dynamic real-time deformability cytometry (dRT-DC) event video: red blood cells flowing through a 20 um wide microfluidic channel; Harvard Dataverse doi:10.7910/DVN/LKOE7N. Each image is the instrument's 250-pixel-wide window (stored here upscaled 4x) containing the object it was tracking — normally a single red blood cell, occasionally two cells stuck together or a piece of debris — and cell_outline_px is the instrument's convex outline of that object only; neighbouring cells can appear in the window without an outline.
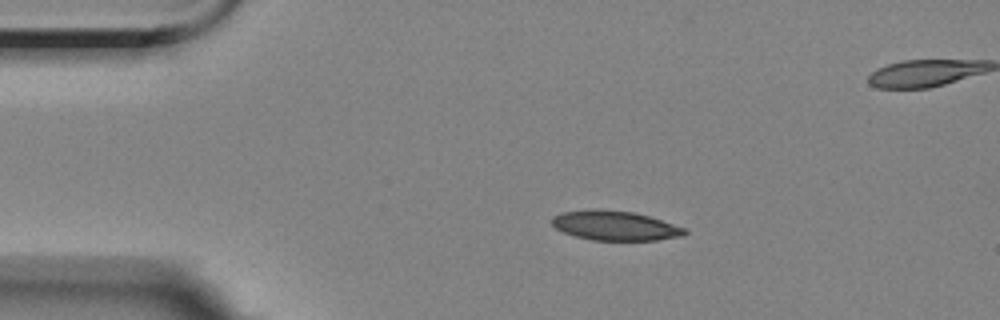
{"species": "Egyptian fruit bat (a non-hibernating species)", "species_latin": "Rousettus aegyptiacus", "temperature_condition": "room temperature", "stored_images_in_passage": 9, "camera_frame_rate_fps": 3000, "um_per_image_px": 0.085, "animal": {"sex": "female"}, "frame": {"image": 1, "passage_image": 1, "time_ms": 0.0, "image_size_px": [1000, 320], "cell_outline_px": [[688, 232], [684, 236], [656, 240], [592, 240], [576, 236], [564, 232], [556, 228], [552, 224], [552, 216], [560, 212], [632, 212], [648, 216], [684, 228]], "centroid_in_image_um": [52.32, 19.23], "position_along_channel_um": 32.7, "area_um2": 21.73}}
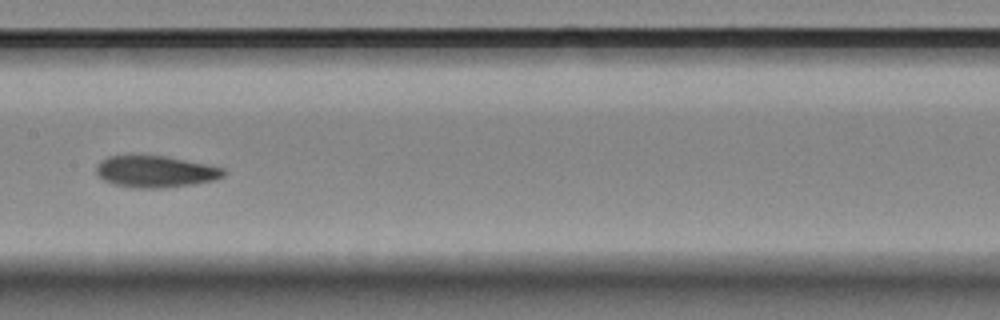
{"frame": {"image": 2, "passage_image": 6, "time_ms": 5.667, "image_size_px": [1000, 320], "cell_outline_px": [[228, 172], [224, 176], [212, 180], [192, 184], [160, 188], [132, 188], [112, 184], [104, 180], [96, 172], [96, 164], [100, 160], [108, 156], [164, 156], [224, 168]], "centroid_in_image_um": [13.18, 14.59], "position_along_channel_um": 194.2, "area_um2": 23.29}}
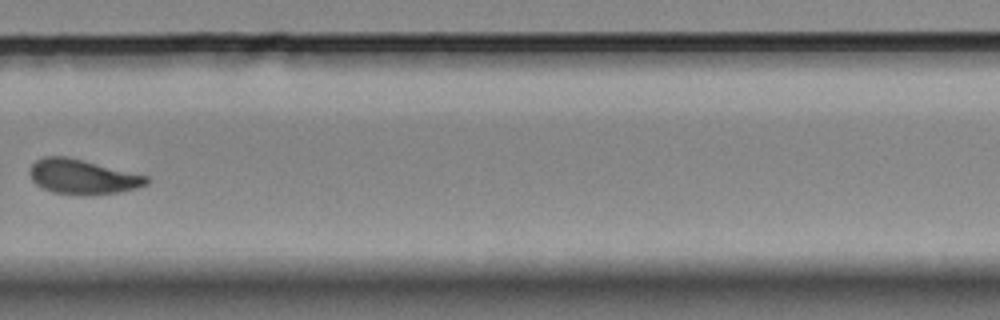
{"frame": {"image": 3, "passage_image": 9, "time_ms": 9.333, "image_size_px": [1000, 320], "cell_outline_px": [[148, 184], [136, 188], [120, 192], [92, 196], [80, 196], [52, 192], [36, 184], [32, 180], [28, 172], [28, 168], [36, 160], [44, 156], [68, 156], [148, 176]], "centroid_in_image_um": [6.99, 15.04], "position_along_channel_um": 322.8, "area_um2": 24.04}}